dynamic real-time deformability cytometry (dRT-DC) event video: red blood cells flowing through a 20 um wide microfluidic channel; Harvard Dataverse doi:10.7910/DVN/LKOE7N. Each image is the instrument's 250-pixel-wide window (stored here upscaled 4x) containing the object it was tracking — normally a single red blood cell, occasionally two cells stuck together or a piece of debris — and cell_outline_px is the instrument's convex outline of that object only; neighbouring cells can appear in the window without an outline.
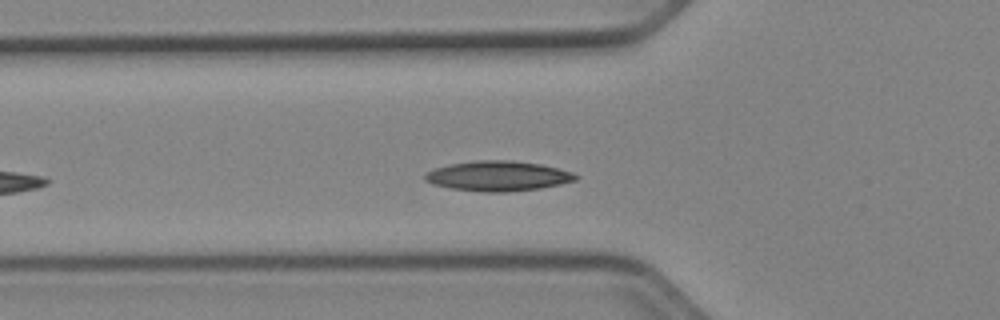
{"species": "Egyptian fruit bat (a non-hibernating species)", "species_latin": "Rousettus aegyptiacus", "temperature_condition": "cold", "stored_images_in_passage": 36, "camera_frame_rate_fps": 3000, "um_per_image_px": 0.085, "animal": {"sex": "female"}, "frame": {"image": 1, "passage_image": 7, "time_ms": 2.0, "image_size_px": [1000, 320], "cell_outline_px": [[580, 176], [576, 180], [560, 184], [540, 188], [508, 192], [480, 192], [452, 188], [432, 184], [424, 180], [424, 176], [428, 172], [436, 168], [448, 164], [472, 160], [512, 160], [540, 164], [572, 172]], "centroid_in_image_um": [42.32, 14.96], "position_along_channel_um": 83.5, "area_um2": 26.41}}
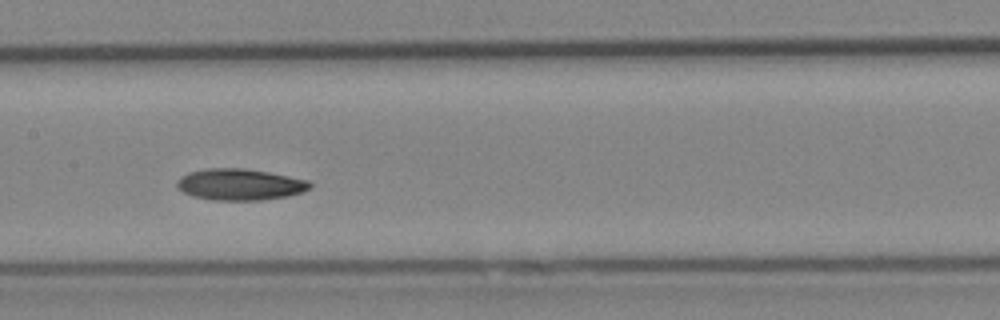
{"frame": {"image": 2, "passage_image": 15, "time_ms": 4.667, "image_size_px": [1000, 320], "cell_outline_px": [[312, 188], [304, 192], [288, 196], [260, 200], [212, 200], [192, 196], [184, 192], [176, 184], [176, 180], [180, 176], [188, 172], [208, 168], [244, 168], [268, 172], [308, 180], [312, 184]], "centroid_in_image_um": [20.4, 15.68], "position_along_channel_um": 187.0, "area_um2": 24.45}}
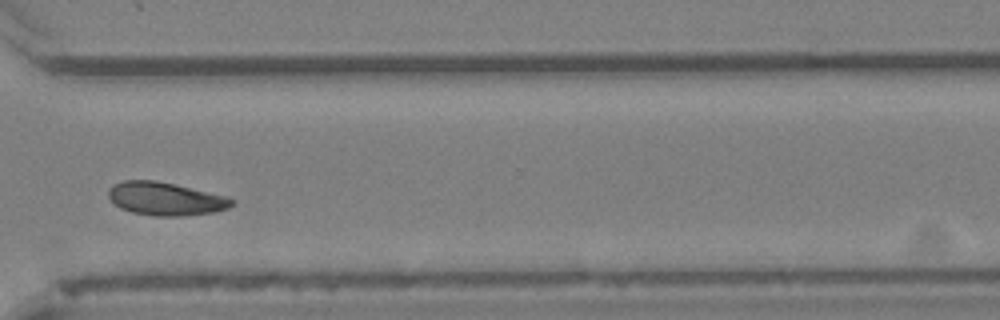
{"frame": {"image": 3, "passage_image": 28, "time_ms": 9.0, "image_size_px": [1000, 320], "cell_outline_px": [[236, 200], [228, 208], [216, 212], [180, 216], [152, 216], [132, 212], [120, 208], [108, 196], [108, 188], [112, 184], [124, 180], [156, 180], [228, 196]], "centroid_in_image_um": [14.07, 16.89], "position_along_channel_um": 356.5, "area_um2": 23.99}, "authors_computed_cell_mechanics": {"area_um2": 23.987, "velocity_mm_per_s": 3.8952, "shape_relaxation_time_tau1_ms": 4.2154, "shape_relaxation_time_tau2_ms": null, "deformation_change_tau1": 0.0981, "deformation_change_tau2": null}}